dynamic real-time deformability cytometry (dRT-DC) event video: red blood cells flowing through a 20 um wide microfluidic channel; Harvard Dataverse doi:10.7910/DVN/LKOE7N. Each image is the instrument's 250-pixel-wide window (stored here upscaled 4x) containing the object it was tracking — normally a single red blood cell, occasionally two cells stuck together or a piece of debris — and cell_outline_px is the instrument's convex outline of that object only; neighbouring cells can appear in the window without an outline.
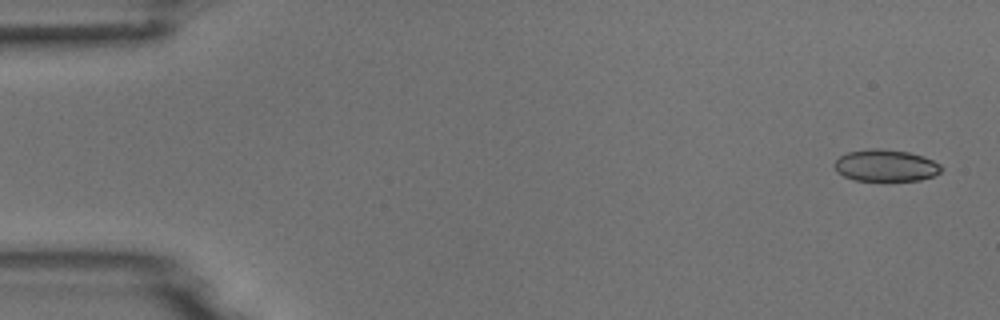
{"species": "common noctule bat (a hibernating species)", "species_latin": "Nyctalus noctula", "temperature_condition": "room temperature", "stored_images_in_passage": 6, "camera_frame_rate_fps": 3000, "um_per_image_px": 0.085, "animal": {"sex": "male", "body_mass_g": 18.8}, "frame": {"image": 1, "passage_image": 1, "time_ms": 0.0, "image_size_px": [1000, 320], "cell_outline_px": [[944, 168], [940, 172], [932, 176], [920, 180], [856, 180], [844, 176], [836, 172], [832, 164], [840, 156], [848, 152], [872, 148], [880, 148], [908, 152], [924, 156], [940, 164]], "centroid_in_image_um": [75.27, 14.06], "position_along_channel_um": 9.7, "area_um2": 19.83}}
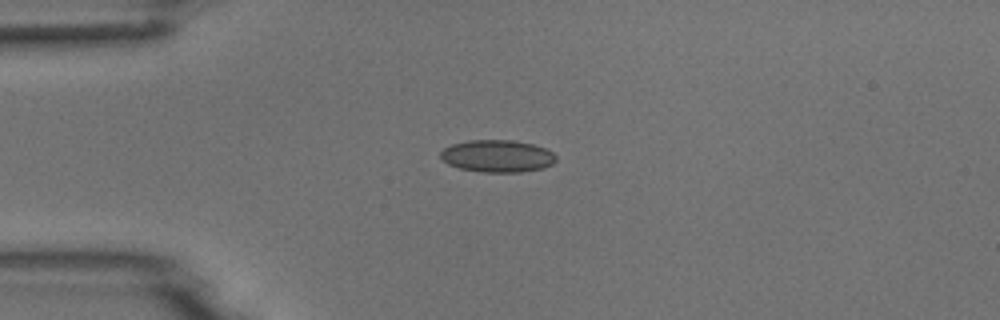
{"frame": {"image": 2, "passage_image": 4, "time_ms": 3.667, "image_size_px": [1000, 320], "cell_outline_px": [[556, 160], [552, 164], [544, 168], [520, 172], [480, 172], [460, 168], [448, 164], [440, 156], [440, 152], [444, 148], [452, 144], [468, 140], [512, 140], [532, 144], [544, 148], [552, 152], [556, 156]], "centroid_in_image_um": [42.27, 13.27], "position_along_channel_um": 42.7, "area_um2": 21.68}}
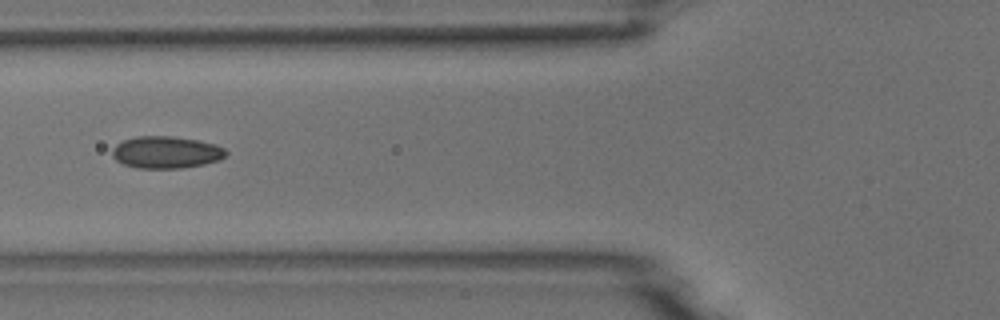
{"frame": {"image": 3, "passage_image": 6, "time_ms": 6.0, "image_size_px": [1000, 320], "cell_outline_px": [[228, 152], [220, 160], [204, 164], [184, 168], [136, 168], [124, 164], [116, 160], [112, 156], [112, 148], [116, 144], [124, 140], [136, 136], [172, 136], [200, 140], [216, 144], [224, 148]], "centroid_in_image_um": [14.13, 12.94], "position_along_channel_um": 111.7, "area_um2": 21.44}}